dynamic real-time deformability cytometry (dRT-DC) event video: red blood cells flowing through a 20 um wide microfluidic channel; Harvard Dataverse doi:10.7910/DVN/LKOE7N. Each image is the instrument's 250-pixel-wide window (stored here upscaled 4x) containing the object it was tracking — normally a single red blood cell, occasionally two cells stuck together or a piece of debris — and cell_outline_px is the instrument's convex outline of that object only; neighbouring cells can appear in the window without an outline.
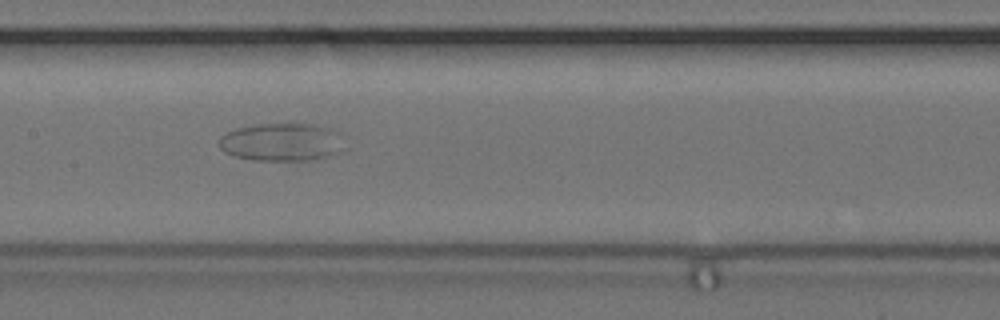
{"species": "common noctule bat (a hibernating species)", "species_latin": "Nyctalus noctula", "temperature_condition": "cold", "stored_images_in_passage": 43, "camera_frame_rate_fps": 3000, "um_per_image_px": 0.085, "animal": {"sex": "female", "body_mass_g": 24.6, "forearm_length_mm": 56.2}, "frame": {"image": 1, "passage_image": 13, "time_ms": 4.0, "image_size_px": [1000, 320], "cell_outline_px": [[348, 148], [340, 152], [328, 156], [304, 160], [252, 160], [236, 156], [224, 152], [220, 148], [220, 136], [236, 128], [256, 124], [320, 124], [332, 128], [340, 132]], "centroid_in_image_um": [24.04, 12.06], "position_along_channel_um": 183.4, "area_um2": 28.15}}
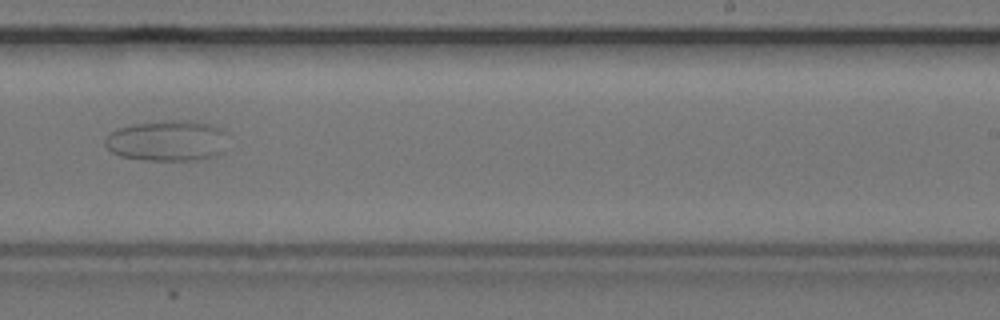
{"frame": {"image": 2, "passage_image": 21, "time_ms": 6.667, "image_size_px": [1000, 320], "cell_outline_px": [[228, 132], [224, 152], [216, 156], [196, 160], [144, 160], [120, 156], [112, 152], [104, 144], [104, 140], [116, 128], [136, 124], [160, 120], [192, 120], [212, 124]], "centroid_in_image_um": [14.28, 11.95], "position_along_channel_um": 274.7, "area_um2": 29.65}}
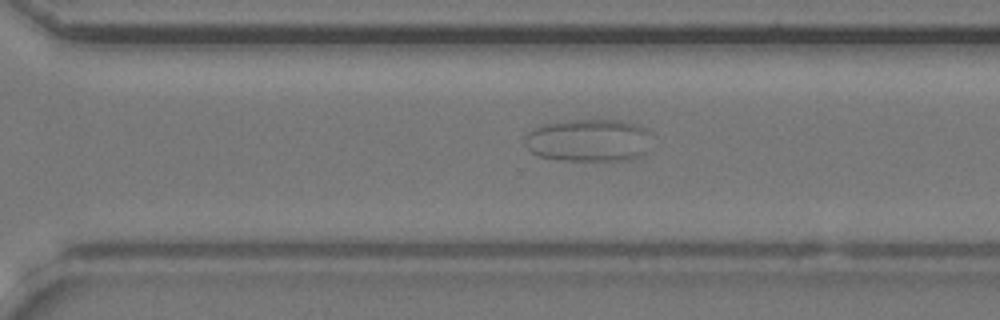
{"frame": {"image": 3, "passage_image": 25, "time_ms": 8.0, "image_size_px": [1000, 320], "cell_outline_px": [[652, 132], [644, 152], [640, 156], [628, 160], [560, 160], [540, 156], [532, 152], [524, 144], [524, 136], [528, 132], [544, 124], [560, 120], [620, 120], [640, 124], [648, 128]], "centroid_in_image_um": [50.04, 11.91], "position_along_channel_um": 320.6, "area_um2": 31.79}}